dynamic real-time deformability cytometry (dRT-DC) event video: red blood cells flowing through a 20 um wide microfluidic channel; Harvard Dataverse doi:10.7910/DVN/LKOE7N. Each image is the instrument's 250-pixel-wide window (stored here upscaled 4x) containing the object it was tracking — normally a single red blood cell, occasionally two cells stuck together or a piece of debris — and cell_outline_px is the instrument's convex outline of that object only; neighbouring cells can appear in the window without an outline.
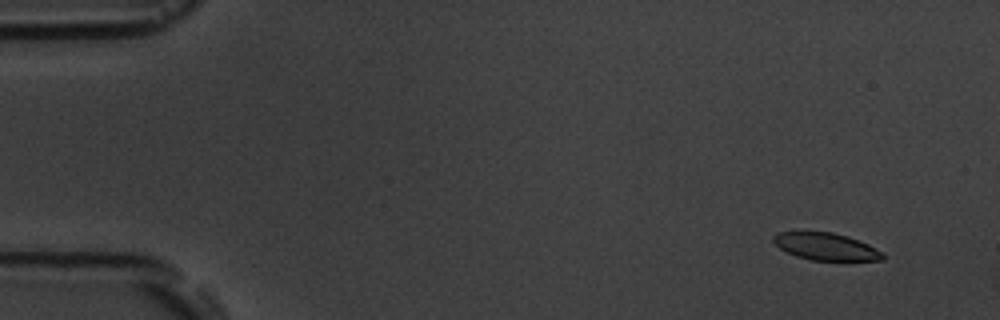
{"species": "common noctule bat (a hibernating species)", "species_latin": "Nyctalus noctula", "temperature_condition": "room temperature", "stored_images_in_passage": 5, "camera_frame_rate_fps": 3000, "um_per_image_px": 0.085, "animal": {"sex": "male", "body_mass_g": 19.5, "forearm_length_mm": 54.6}, "frame": {"image": 1, "passage_image": 1, "time_ms": 0.0, "image_size_px": [1000, 320], "cell_outline_px": [[884, 260], [812, 260], [796, 256], [780, 248], [772, 240], [772, 236], [776, 232], [832, 232], [848, 236], [868, 244], [884, 252]], "centroid_in_image_um": [70.21, 20.95], "position_along_channel_um": 14.8, "area_um2": 17.28}}
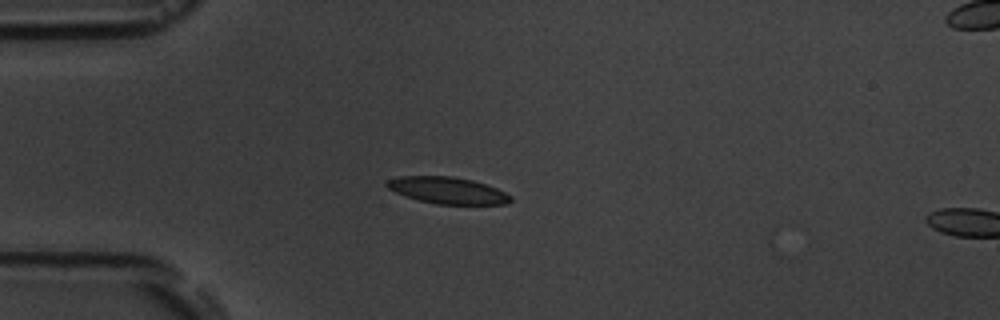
{"frame": {"image": 2, "passage_image": 4, "time_ms": 3.667, "image_size_px": [1000, 320], "cell_outline_px": [[512, 200], [508, 204], [436, 204], [420, 200], [396, 192], [388, 188], [384, 184], [388, 180], [396, 176], [452, 176], [472, 180], [496, 188], [512, 196]], "centroid_in_image_um": [38.05, 16.18], "position_along_channel_um": 47.0, "area_um2": 19.07}}